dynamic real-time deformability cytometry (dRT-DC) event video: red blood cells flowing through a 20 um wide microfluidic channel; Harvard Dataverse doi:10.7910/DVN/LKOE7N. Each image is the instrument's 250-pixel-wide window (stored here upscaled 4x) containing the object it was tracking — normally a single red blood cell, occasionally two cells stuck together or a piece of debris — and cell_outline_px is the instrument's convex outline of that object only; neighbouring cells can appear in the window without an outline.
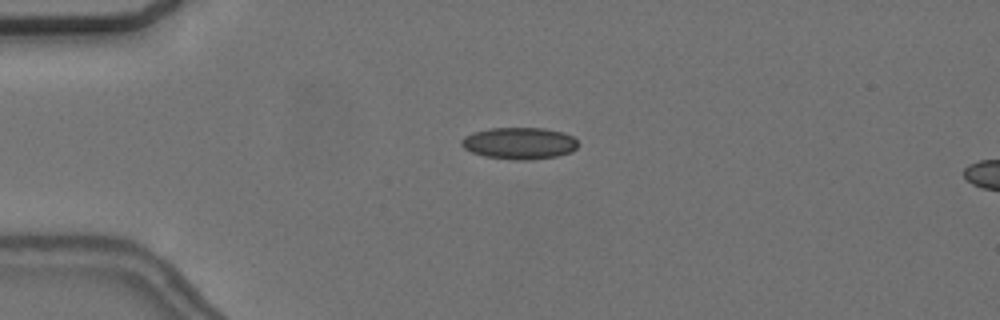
{"species": "common noctule bat (a hibernating species)", "species_latin": "Nyctalus noctula", "temperature_condition": "cold", "stored_images_in_passage": 44, "camera_frame_rate_fps": 3000, "um_per_image_px": 0.085, "animal": {"sex": "female", "body_mass_g": 24.6, "forearm_length_mm": 56.2}, "frame": {"image": 1, "passage_image": 2, "time_ms": 0.333, "image_size_px": [1000, 320], "cell_outline_px": [[580, 144], [572, 152], [556, 156], [532, 160], [516, 160], [484, 156], [472, 152], [464, 148], [460, 144], [460, 140], [464, 136], [472, 132], [488, 128], [544, 128], [564, 132], [572, 136]], "centroid_in_image_um": [44.14, 12.17], "position_along_channel_um": 40.9, "area_um2": 21.85}}
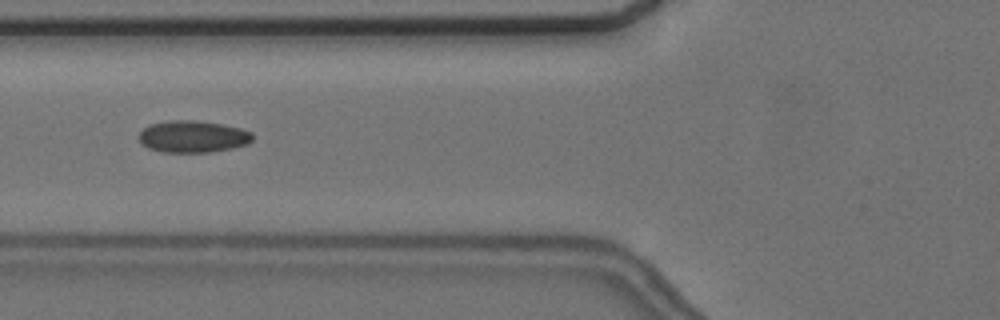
{"frame": {"image": 2, "passage_image": 10, "time_ms": 3.0, "image_size_px": [1000, 320], "cell_outline_px": [[252, 140], [248, 144], [232, 148], [212, 152], [160, 152], [148, 148], [140, 144], [140, 132], [148, 124], [168, 120], [196, 120], [220, 124], [240, 128], [252, 132]], "centroid_in_image_um": [16.37, 11.61], "position_along_channel_um": 109.4, "area_um2": 21.27}}
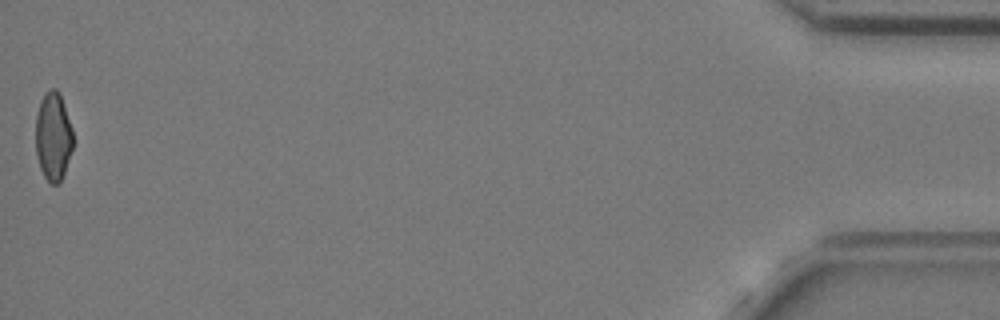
{"frame": {"image": 3, "passage_image": 44, "time_ms": 14.333, "image_size_px": [1000, 320], "cell_outline_px": [[72, 148], [60, 184], [52, 184], [44, 176], [40, 168], [36, 156], [36, 112], [40, 100], [48, 88], [56, 88], [60, 92], [72, 128]], "centroid_in_image_um": [4.5, 11.56], "position_along_channel_um": 430.7, "area_um2": 19.36}, "authors_computed_cell_mechanics": {"area_um2": 20.4612, "velocity_mm_per_s": 3.6881, "shape_relaxation_time_tau1_ms": null, "shape_relaxation_time_tau2_ms": 2.3509, "deformation_change_tau1": null, "deformation_change_tau2": 0.0831}}